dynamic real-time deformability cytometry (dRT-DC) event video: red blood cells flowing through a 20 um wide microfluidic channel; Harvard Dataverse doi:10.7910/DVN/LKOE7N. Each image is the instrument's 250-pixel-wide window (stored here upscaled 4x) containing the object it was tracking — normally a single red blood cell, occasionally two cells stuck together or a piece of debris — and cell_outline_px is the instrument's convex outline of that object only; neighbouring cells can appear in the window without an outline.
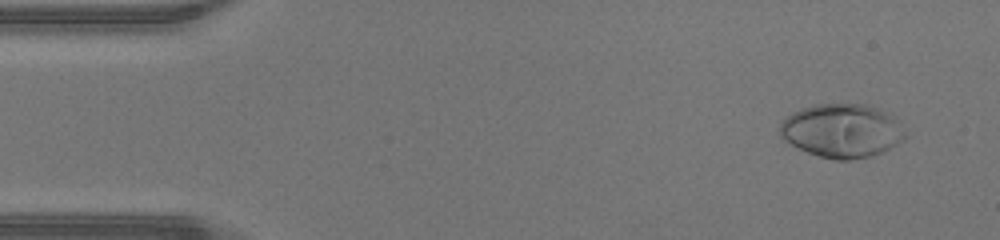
{"species": "human", "species_latin": "Homo sapiens", "temperature_condition": "warm", "stored_images_in_passage": 47, "camera_frame_rate_fps": 3000, "um_per_image_px": 0.085, "donor": {"sex": "male"}, "frame": {"image": 1, "passage_image": 3, "time_ms": 0.667, "image_size_px": [1000, 240], "cell_outline_px": [[904, 140], [872, 156], [848, 160], [836, 160], [820, 156], [808, 152], [784, 140], [780, 136], [780, 124], [792, 112], [800, 108], [816, 104], [864, 104], [880, 108], [892, 116], [904, 132]], "centroid_in_image_um": [71.53, 11.1], "position_along_channel_um": 13.5, "area_um2": 38.78}}
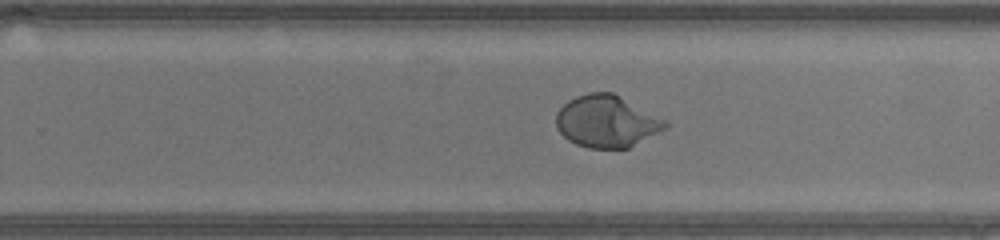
{"frame": {"image": 2, "passage_image": 29, "time_ms": 9.333, "image_size_px": [1000, 240], "cell_outline_px": [[668, 124], [664, 128], [628, 148], [588, 148], [576, 144], [568, 140], [556, 128], [556, 112], [568, 100], [576, 96], [588, 92], [612, 92], [668, 120]], "centroid_in_image_um": [51.54, 10.3], "position_along_channel_um": 278.3, "area_um2": 32.95}}
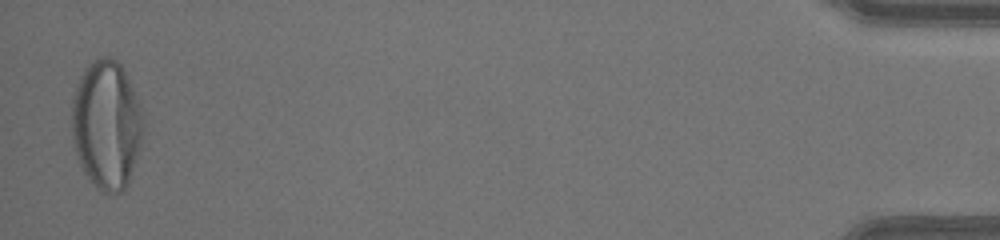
{"frame": {"image": 3, "passage_image": 46, "time_ms": 15.0, "image_size_px": [1000, 240], "cell_outline_px": [[144, 124], [140, 144], [136, 160], [128, 180], [124, 188], [120, 192], [112, 196], [100, 192], [88, 180], [80, 164], [76, 152], [72, 136], [72, 100], [80, 76], [100, 56], [108, 56], [116, 60], [120, 64], [132, 88], [144, 116]], "centroid_in_image_um": [9.05, 10.66], "position_along_channel_um": 426.1, "area_um2": 53.29}, "authors_computed_cell_mechanics": {"area_um2": 35.2002, "velocity_mm_per_s": 4.377, "shape_relaxation_time_tau1_ms": 3.1651, "shape_relaxation_time_tau2_ms": null, "deformation_change_tau1": 0.2507, "deformation_change_tau2": null}}